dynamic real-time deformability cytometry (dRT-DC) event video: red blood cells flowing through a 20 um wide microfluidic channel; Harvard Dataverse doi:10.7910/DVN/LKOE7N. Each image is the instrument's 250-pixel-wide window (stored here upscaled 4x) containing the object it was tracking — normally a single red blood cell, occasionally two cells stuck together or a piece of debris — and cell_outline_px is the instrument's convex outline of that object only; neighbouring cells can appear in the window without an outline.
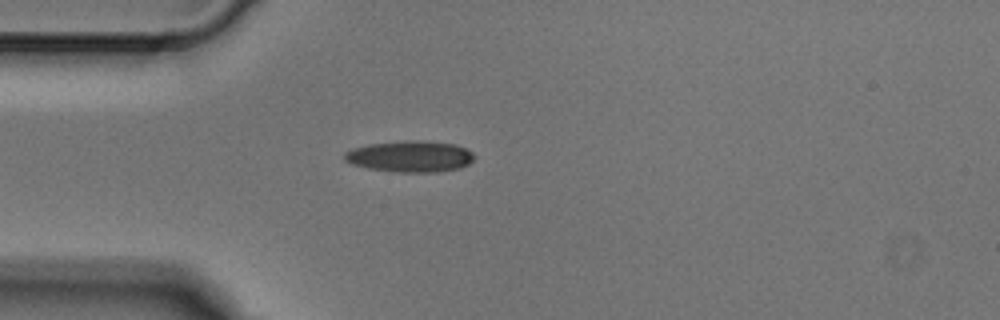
{"species": "Egyptian fruit bat (a non-hibernating species)", "species_latin": "Rousettus aegyptiacus", "temperature_condition": "cold", "stored_images_in_passage": 3, "camera_frame_rate_fps": 3000, "um_per_image_px": 0.085, "animal": {"sex": "male"}, "frame": {"image": 1, "passage_image": 3, "time_ms": 0.667, "image_size_px": [1000, 320], "cell_outline_px": [[476, 156], [468, 164], [460, 168], [440, 172], [396, 172], [368, 168], [352, 164], [344, 160], [344, 152], [352, 148], [368, 144], [404, 140], [420, 140], [456, 144], [472, 152]], "centroid_in_image_um": [34.86, 13.29], "position_along_channel_um": 50.1, "area_um2": 23.87}}